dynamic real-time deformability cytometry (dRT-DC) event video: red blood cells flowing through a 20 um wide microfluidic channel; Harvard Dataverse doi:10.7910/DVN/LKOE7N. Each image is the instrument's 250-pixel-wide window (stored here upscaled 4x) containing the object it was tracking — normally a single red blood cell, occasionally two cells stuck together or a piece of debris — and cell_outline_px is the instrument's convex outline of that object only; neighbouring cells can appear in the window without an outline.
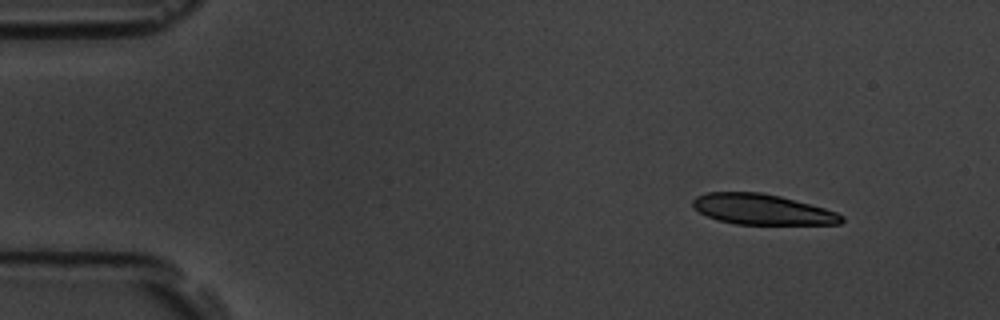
{"species": "common noctule bat (a hibernating species)", "species_latin": "Nyctalus noctula", "temperature_condition": "room temperature", "stored_images_in_passage": 14, "camera_frame_rate_fps": 3000, "um_per_image_px": 0.085, "animal": {"sex": "male", "body_mass_g": 19.5, "forearm_length_mm": 54.6}, "frame": {"image": 1, "passage_image": 1, "time_ms": 0.0, "image_size_px": [1000, 320], "cell_outline_px": [[844, 220], [840, 224], [736, 224], [720, 220], [708, 216], [692, 208], [692, 200], [696, 196], [708, 192], [760, 192], [780, 196], [824, 208], [836, 212], [844, 216]], "centroid_in_image_um": [64.77, 17.79], "position_along_channel_um": 20.2, "area_um2": 26.3}}
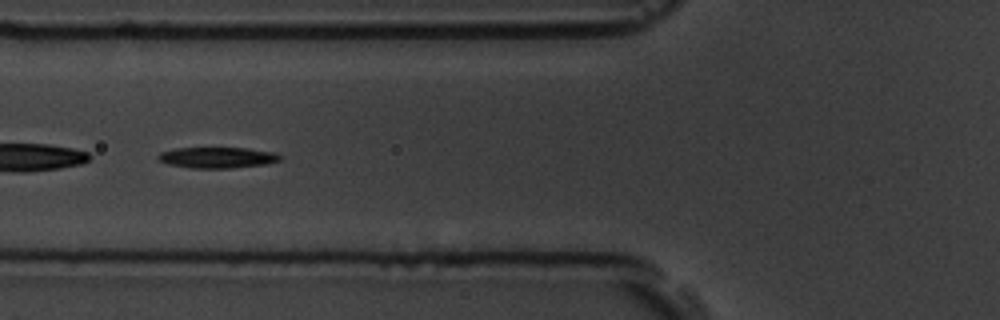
{"frame": {"image": 2, "passage_image": 5, "time_ms": 5.333, "image_size_px": [1000, 320], "cell_outline_px": [[280, 160], [268, 164], [232, 168], [188, 168], [168, 164], [156, 160], [156, 156], [160, 152], [176, 148], [248, 148], [276, 152], [280, 156]], "centroid_in_image_um": [18.45, 13.39], "position_along_channel_um": 107.4, "area_um2": 15.09}}
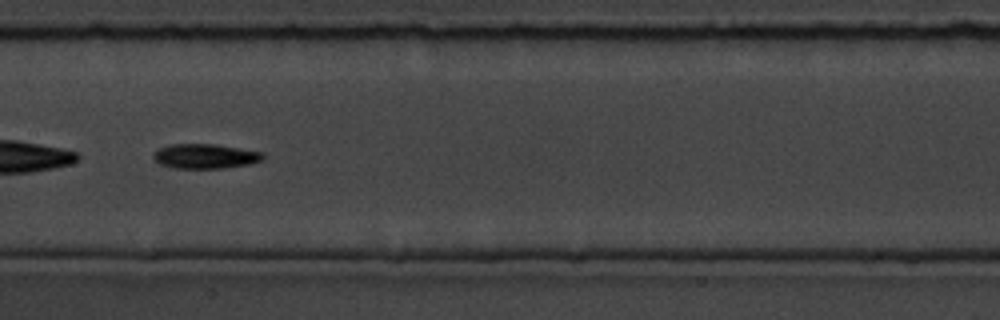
{"frame": {"image": 3, "passage_image": 7, "time_ms": 7.667, "image_size_px": [1000, 320], "cell_outline_px": [[264, 160], [248, 164], [224, 168], [172, 168], [160, 164], [152, 156], [160, 148], [172, 144], [216, 144], [264, 152]], "centroid_in_image_um": [17.48, 13.28], "position_along_channel_um": 189.9, "area_um2": 15.72}, "authors_computed_cell_mechanics": {"area_um2": 15.4615, "velocity_mm_per_s": 3.5385, "shape_relaxation_time_tau1_ms": 1.9602, "shape_relaxation_time_tau2_ms": null, "deformation_change_tau1": 0.1033, "deformation_change_tau2": null}}